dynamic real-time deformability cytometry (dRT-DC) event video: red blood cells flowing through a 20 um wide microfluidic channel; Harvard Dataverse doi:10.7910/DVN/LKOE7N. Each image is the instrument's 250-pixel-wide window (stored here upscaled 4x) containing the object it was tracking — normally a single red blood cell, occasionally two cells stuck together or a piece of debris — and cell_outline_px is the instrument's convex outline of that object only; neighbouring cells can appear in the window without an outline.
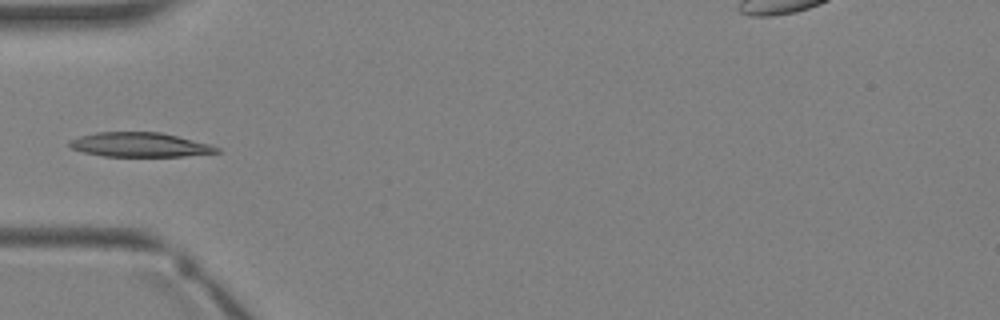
{"species": "Egyptian fruit bat (a non-hibernating species)", "species_latin": "Rousettus aegyptiacus", "temperature_condition": "warm", "stored_images_in_passage": 3, "camera_frame_rate_fps": 3000, "um_per_image_px": 0.085, "animal": {"sex": "female"}, "frame": {"image": 1, "passage_image": 3, "time_ms": 2.333, "image_size_px": [1000, 320], "cell_outline_px": [[220, 152], [184, 156], [104, 156], [84, 152], [72, 148], [68, 144], [68, 140], [80, 136], [96, 132], [160, 132], [208, 144], [220, 148]], "centroid_in_image_um": [11.84, 12.3], "position_along_channel_um": 73.2, "area_um2": 20.69}}